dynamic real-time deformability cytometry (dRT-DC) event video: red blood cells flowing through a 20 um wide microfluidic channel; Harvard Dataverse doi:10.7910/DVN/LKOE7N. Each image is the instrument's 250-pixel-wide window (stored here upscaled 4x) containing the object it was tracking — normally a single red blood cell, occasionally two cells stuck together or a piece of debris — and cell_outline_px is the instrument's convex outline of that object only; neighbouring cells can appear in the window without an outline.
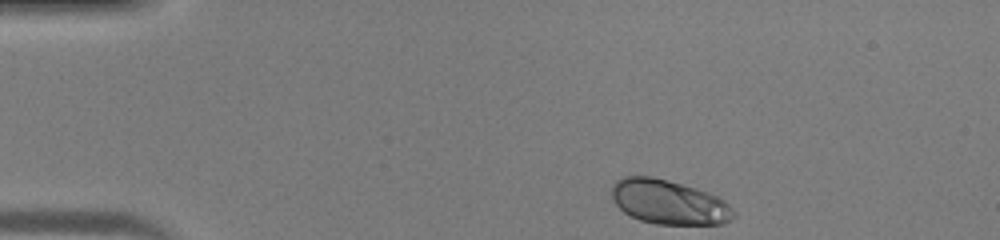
{"species": "human", "species_latin": "Homo sapiens", "temperature_condition": "warm", "stored_images_in_passage": 36, "camera_frame_rate_fps": 3000, "um_per_image_px": 0.085, "donor": {"sex": "male"}, "frame": {"image": 1, "passage_image": 1, "time_ms": 0.0, "image_size_px": [1000, 240], "cell_outline_px": [[736, 216], [724, 224], [656, 224], [640, 220], [624, 212], [616, 204], [612, 196], [612, 184], [616, 180], [624, 176], [652, 176], [668, 180], [696, 188], [716, 196], [724, 200], [736, 212]], "centroid_in_image_um": [56.86, 17.18], "position_along_channel_um": 28.1, "area_um2": 31.56}}
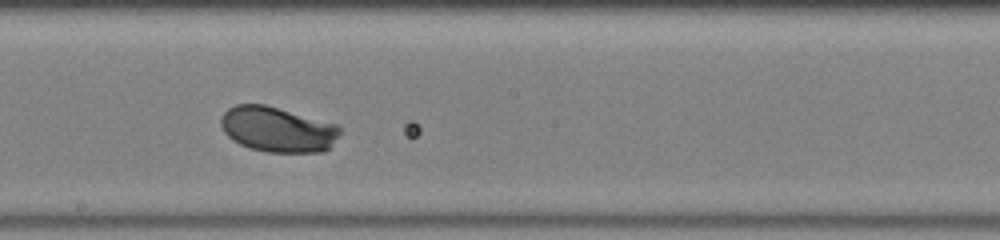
{"frame": {"image": 2, "passage_image": 19, "time_ms": 6.0, "image_size_px": [1000, 240], "cell_outline_px": [[340, 132], [328, 148], [324, 152], [268, 152], [248, 148], [232, 140], [224, 132], [220, 124], [220, 120], [224, 112], [228, 108], [236, 104], [264, 104], [336, 124], [340, 128]], "centroid_in_image_um": [23.54, 11.0], "position_along_channel_um": 224.7, "area_um2": 31.21}}
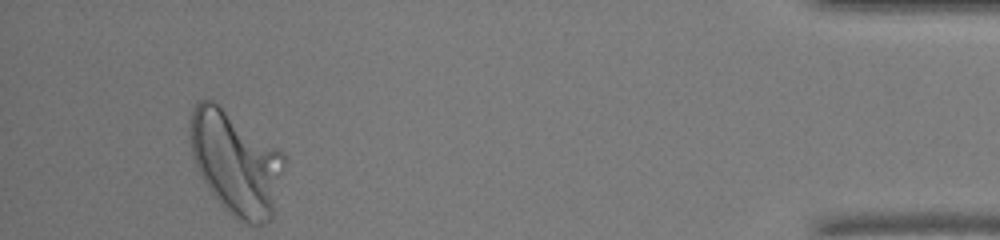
{"frame": {"image": 3, "passage_image": 36, "time_ms": 11.667, "image_size_px": [1000, 240], "cell_outline_px": [[288, 160], [272, 220], [264, 224], [248, 224], [232, 216], [220, 204], [208, 188], [200, 176], [196, 168], [192, 156], [188, 136], [188, 132], [192, 108], [196, 100], [212, 100], [220, 104], [284, 152], [288, 156]], "centroid_in_image_um": [20.07, 13.83], "position_along_channel_um": 415.1, "area_um2": 58.15}}